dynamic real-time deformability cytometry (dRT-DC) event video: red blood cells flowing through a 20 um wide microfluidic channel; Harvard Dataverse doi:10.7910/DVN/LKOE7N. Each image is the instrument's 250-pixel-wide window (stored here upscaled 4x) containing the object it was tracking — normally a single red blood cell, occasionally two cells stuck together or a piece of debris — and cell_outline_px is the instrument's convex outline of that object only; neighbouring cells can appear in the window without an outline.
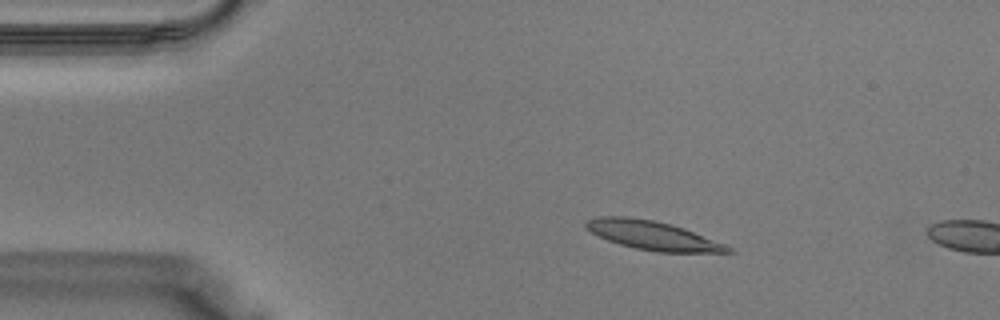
{"species": "Egyptian fruit bat (a non-hibernating species)", "species_latin": "Rousettus aegyptiacus", "temperature_condition": "warm", "stored_images_in_passage": 3, "camera_frame_rate_fps": 3000, "um_per_image_px": 0.085, "animal": {"sex": "male"}, "frame": {"image": 1, "passage_image": 1, "time_ms": 0.0, "image_size_px": [1000, 320], "cell_outline_px": [[736, 252], [656, 252], [636, 248], [620, 244], [608, 240], [592, 232], [584, 224], [584, 220], [596, 216], [624, 216], [652, 220], [672, 224], [684, 228], [724, 244], [732, 248]], "centroid_in_image_um": [55.46, 20.0], "position_along_channel_um": 29.5, "area_um2": 23.64}}